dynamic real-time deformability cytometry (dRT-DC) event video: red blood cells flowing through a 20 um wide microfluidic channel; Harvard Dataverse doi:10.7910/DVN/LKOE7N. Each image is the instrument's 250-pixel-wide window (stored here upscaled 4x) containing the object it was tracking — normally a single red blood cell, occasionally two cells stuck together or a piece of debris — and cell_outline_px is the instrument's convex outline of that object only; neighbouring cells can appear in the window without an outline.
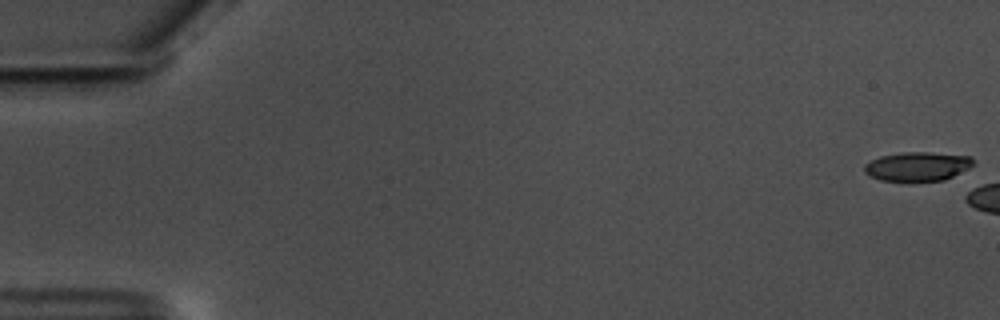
{"species": "common noctule bat (a hibernating species)", "species_latin": "Nyctalus noctula", "temperature_condition": "warm", "stored_images_in_passage": 6, "camera_frame_rate_fps": 3000, "um_per_image_px": 0.085, "animal": {"sex": "male", "body_mass_g": 17.5, "forearm_length_mm": 52.3}, "frame": {"image": 1, "passage_image": 1, "time_ms": 0.0, "image_size_px": [1000, 320], "cell_outline_px": [[976, 164], [944, 180], [908, 184], [880, 180], [864, 172], [864, 164], [880, 156], [904, 152], [928, 152], [972, 156], [976, 160]], "centroid_in_image_um": [78.0, 14.18], "position_along_channel_um": 7.0, "area_um2": 19.19}}